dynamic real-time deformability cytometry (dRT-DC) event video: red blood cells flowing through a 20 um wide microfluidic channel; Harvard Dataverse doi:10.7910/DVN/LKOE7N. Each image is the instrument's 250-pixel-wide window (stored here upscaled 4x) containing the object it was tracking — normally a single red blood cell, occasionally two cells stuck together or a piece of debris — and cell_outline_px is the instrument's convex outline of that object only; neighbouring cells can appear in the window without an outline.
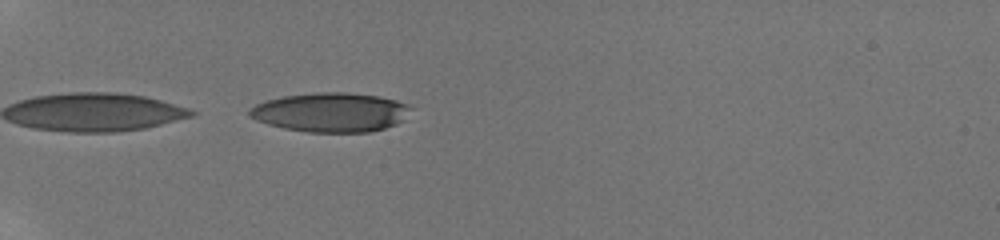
{"species": "human", "species_latin": "Homo sapiens", "temperature_condition": "room temperature", "stored_images_in_passage": 8, "camera_frame_rate_fps": 3000, "um_per_image_px": 0.085, "donor": {"sex": "male"}, "frame": {"image": 1, "passage_image": 2, "time_ms": 0.333, "image_size_px": [1000, 240], "cell_outline_px": [[416, 108], [404, 120], [396, 124], [384, 128], [368, 132], [308, 132], [284, 128], [268, 124], [256, 120], [248, 116], [248, 108], [264, 100], [284, 96], [316, 92], [344, 92], [380, 96], [396, 100], [408, 104]], "centroid_in_image_um": [28.14, 9.54], "position_along_channel_um": 56.9, "area_um2": 37.34}}
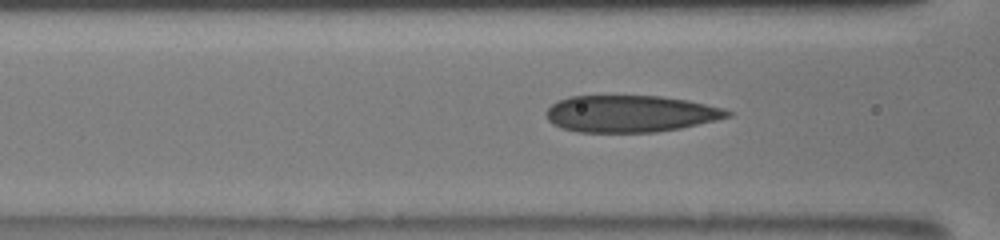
{"frame": {"image": 2, "passage_image": 6, "time_ms": 1.333, "image_size_px": [1000, 240], "cell_outline_px": [[732, 116], [716, 120], [680, 128], [656, 132], [580, 132], [560, 128], [552, 124], [548, 120], [544, 112], [552, 104], [560, 100], [572, 96], [660, 96], [688, 100], [724, 108], [732, 112]], "centroid_in_image_um": [53.58, 9.67], "position_along_channel_um": 113.0, "area_um2": 38.96}}